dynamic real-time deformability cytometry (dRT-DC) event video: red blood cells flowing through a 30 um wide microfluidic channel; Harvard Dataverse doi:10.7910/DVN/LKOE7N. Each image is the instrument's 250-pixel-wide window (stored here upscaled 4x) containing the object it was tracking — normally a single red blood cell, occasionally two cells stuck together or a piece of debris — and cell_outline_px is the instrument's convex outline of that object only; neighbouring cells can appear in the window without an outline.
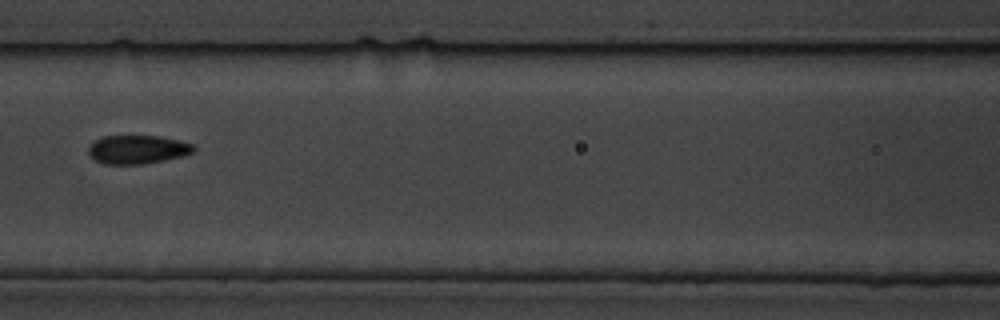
{"species": "common noctule bat (a hibernating species)", "species_latin": "Nyctalus noctula", "temperature_condition": "cold", "stored_images_in_passage": 7, "camera_frame_rate_fps": 3000, "um_per_image_px": 0.085, "animal": {"sex": "male", "body_mass_g": 19.5, "forearm_length_mm": 54.6}, "frame": {"image": 1, "passage_image": 5, "time_ms": 4.667, "image_size_px": [1000, 320], "cell_outline_px": [[196, 148], [192, 152], [184, 156], [144, 164], [104, 164], [92, 160], [88, 156], [88, 148], [96, 140], [104, 136], [160, 136], [180, 140], [192, 144]], "centroid_in_image_um": [11.67, 12.71], "position_along_channel_um": 154.9, "area_um2": 17.69}}
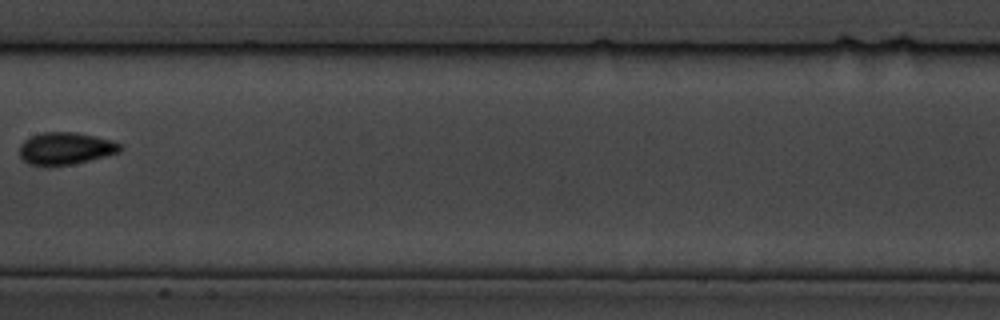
{"frame": {"image": 2, "passage_image": 6, "time_ms": 6.0, "image_size_px": [1000, 320], "cell_outline_px": [[124, 148], [120, 152], [72, 164], [28, 164], [20, 156], [20, 144], [24, 140], [40, 132], [76, 132], [96, 136], [112, 140], [120, 144]], "centroid_in_image_um": [5.6, 12.58], "position_along_channel_um": 201.8, "area_um2": 18.61}}
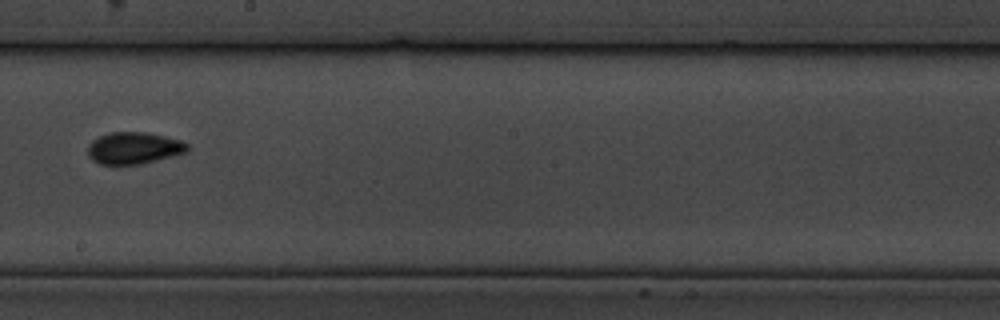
{"frame": {"image": 3, "passage_image": 7, "time_ms": 7.0, "image_size_px": [1000, 320], "cell_outline_px": [[188, 152], [140, 164], [100, 164], [92, 160], [88, 156], [88, 144], [92, 140], [100, 136], [112, 132], [144, 132], [164, 136], [180, 140], [188, 144]], "centroid_in_image_um": [11.36, 12.58], "position_along_channel_um": 236.8, "area_um2": 18.38}}